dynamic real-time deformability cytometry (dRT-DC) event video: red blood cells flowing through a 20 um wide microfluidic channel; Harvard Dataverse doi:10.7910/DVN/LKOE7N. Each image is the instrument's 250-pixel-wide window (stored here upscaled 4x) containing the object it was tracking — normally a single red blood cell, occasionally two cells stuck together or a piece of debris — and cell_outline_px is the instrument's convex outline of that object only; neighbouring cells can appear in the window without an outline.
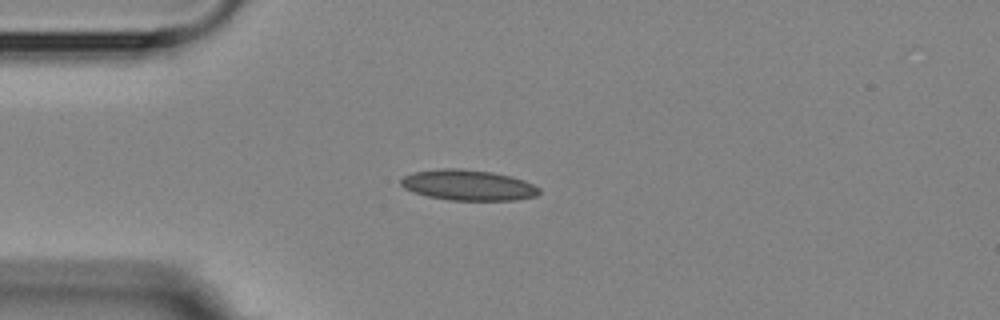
{"species": "Egyptian fruit bat (a non-hibernating species)", "species_latin": "Rousettus aegyptiacus", "temperature_condition": "room temperature", "stored_images_in_passage": 5, "camera_frame_rate_fps": 3000, "um_per_image_px": 0.085, "animal": {"sex": "female"}, "frame": {"image": 1, "passage_image": 2, "time_ms": 1.0, "image_size_px": [1000, 320], "cell_outline_px": [[540, 192], [536, 196], [516, 200], [448, 200], [428, 196], [404, 188], [400, 184], [400, 180], [404, 176], [412, 172], [440, 168], [464, 168], [492, 172], [512, 176], [524, 180], [540, 188]], "centroid_in_image_um": [39.8, 15.72], "position_along_channel_um": 45.2, "area_um2": 24.8}}
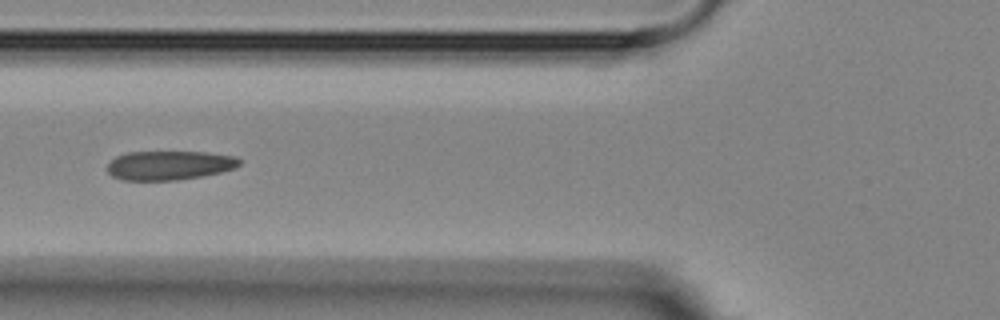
{"frame": {"image": 2, "passage_image": 4, "time_ms": 3.333, "image_size_px": [1000, 320], "cell_outline_px": [[240, 164], [232, 168], [220, 172], [200, 176], [176, 180], [124, 180], [112, 176], [108, 172], [108, 164], [116, 156], [128, 152], [204, 152], [236, 156], [240, 160]], "centroid_in_image_um": [14.37, 14.05], "position_along_channel_um": 111.4, "area_um2": 22.2}}
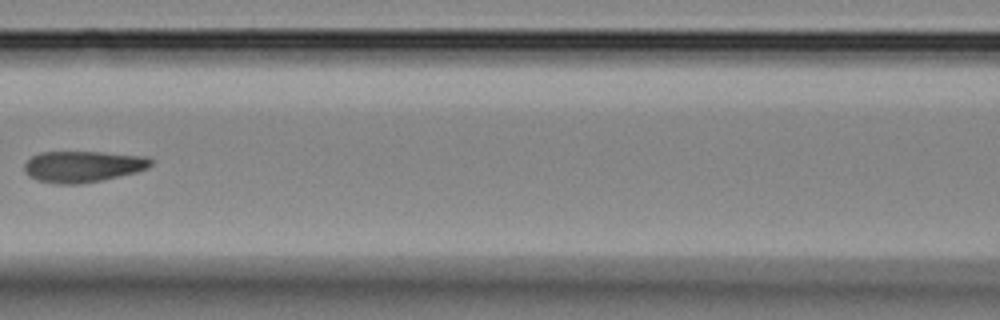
{"frame": {"image": 3, "passage_image": 5, "time_ms": 4.667, "image_size_px": [1000, 320], "cell_outline_px": [[152, 164], [148, 168], [136, 172], [100, 180], [80, 184], [56, 184], [36, 180], [28, 176], [24, 172], [24, 164], [32, 156], [40, 152], [100, 152], [148, 156], [152, 160]], "centroid_in_image_um": [7.02, 14.15], "position_along_channel_um": 159.6, "area_um2": 23.12}}